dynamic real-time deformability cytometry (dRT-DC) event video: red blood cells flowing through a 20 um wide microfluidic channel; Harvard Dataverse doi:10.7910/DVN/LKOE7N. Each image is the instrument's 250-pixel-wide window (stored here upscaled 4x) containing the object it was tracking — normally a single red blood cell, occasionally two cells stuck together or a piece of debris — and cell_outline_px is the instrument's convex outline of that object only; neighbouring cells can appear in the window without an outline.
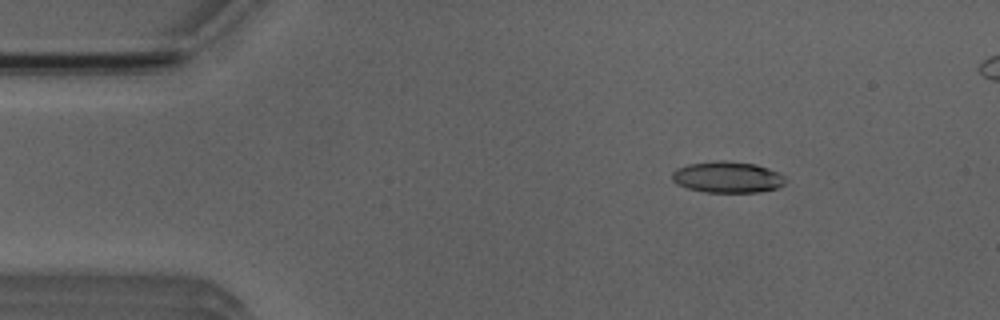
{"species": "Egyptian fruit bat (a non-hibernating species)", "species_latin": "Rousettus aegyptiacus", "temperature_condition": "room temperature", "stored_images_in_passage": 44, "camera_frame_rate_fps": 3000, "um_per_image_px": 0.085, "animal": {"sex": "male"}, "frame": {"image": 1, "passage_image": 1, "time_ms": 0.0, "image_size_px": [1000, 320], "cell_outline_px": [[788, 180], [784, 184], [776, 188], [760, 192], [708, 192], [688, 188], [676, 184], [672, 180], [672, 172], [676, 168], [688, 164], [716, 160], [724, 160], [756, 164], [780, 172]], "centroid_in_image_um": [61.85, 15.05], "position_along_channel_um": 23.2, "area_um2": 20.87}}
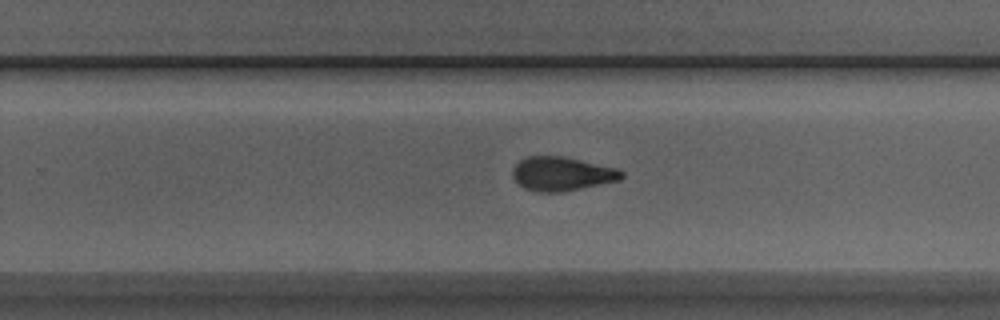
{"frame": {"image": 2, "passage_image": 26, "time_ms": 8.333, "image_size_px": [1000, 320], "cell_outline_px": [[624, 176], [620, 180], [564, 192], [540, 192], [524, 188], [512, 176], [512, 168], [520, 160], [528, 156], [564, 156], [616, 168], [624, 172]], "centroid_in_image_um": [47.76, 14.77], "position_along_channel_um": 282.0, "area_um2": 21.56}}
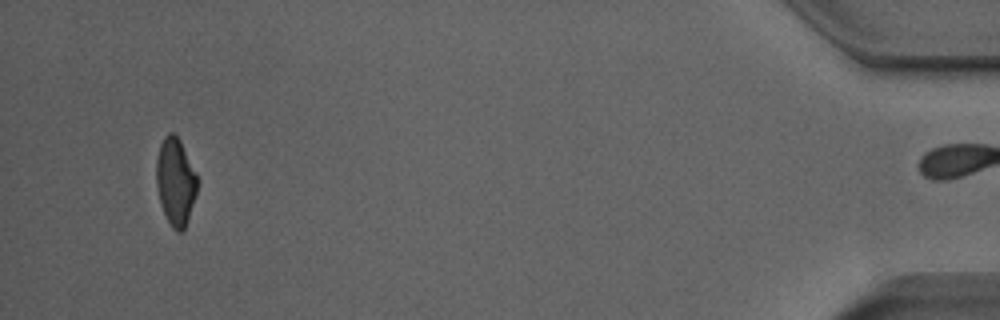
{"frame": {"image": 3, "passage_image": 43, "time_ms": 14.0, "image_size_px": [1000, 320], "cell_outline_px": [[200, 180], [184, 228], [180, 232], [176, 232], [172, 228], [160, 204], [156, 184], [156, 160], [160, 144], [164, 136], [168, 132], [172, 132], [180, 140]], "centroid_in_image_um": [14.91, 15.4], "position_along_channel_um": 420.3, "area_um2": 20.81}, "authors_computed_cell_mechanics": {"area_um2": 21.6172, "velocity_mm_per_s": 3.934, "shape_relaxation_time_tau1_ms": 5.1587, "shape_relaxation_time_tau2_ms": 3.1147, "deformation_change_tau1": 0.1783, "deformation_change_tau2": 0.1081}}